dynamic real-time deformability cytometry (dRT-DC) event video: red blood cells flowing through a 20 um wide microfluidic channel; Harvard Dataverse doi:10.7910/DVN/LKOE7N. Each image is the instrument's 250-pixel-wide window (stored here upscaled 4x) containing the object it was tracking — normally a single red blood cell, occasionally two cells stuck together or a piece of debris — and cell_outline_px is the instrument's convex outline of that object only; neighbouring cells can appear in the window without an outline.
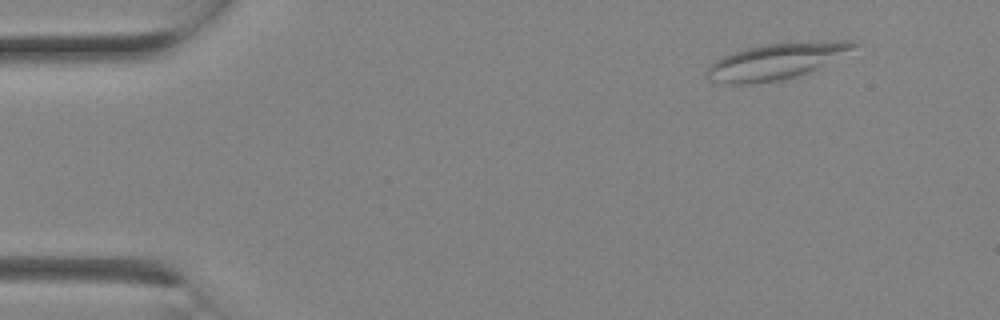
{"species": "Egyptian fruit bat (a non-hibernating species)", "species_latin": "Rousettus aegyptiacus", "temperature_condition": "room temperature", "stored_images_in_passage": 2, "camera_frame_rate_fps": 3000, "um_per_image_px": 0.085, "animal": {"sex": "female"}, "frame": {"image": 1, "passage_image": 1, "time_ms": 0.0, "image_size_px": [1000, 320], "cell_outline_px": [[860, 44], [820, 72], [780, 80], [752, 84], [728, 84], [712, 80], [704, 76], [704, 72], [708, 64], [724, 56], [748, 48], [768, 44], [840, 40], [856, 40]], "centroid_in_image_um": [66.08, 5.24], "position_along_channel_um": 18.9, "area_um2": 31.62}}